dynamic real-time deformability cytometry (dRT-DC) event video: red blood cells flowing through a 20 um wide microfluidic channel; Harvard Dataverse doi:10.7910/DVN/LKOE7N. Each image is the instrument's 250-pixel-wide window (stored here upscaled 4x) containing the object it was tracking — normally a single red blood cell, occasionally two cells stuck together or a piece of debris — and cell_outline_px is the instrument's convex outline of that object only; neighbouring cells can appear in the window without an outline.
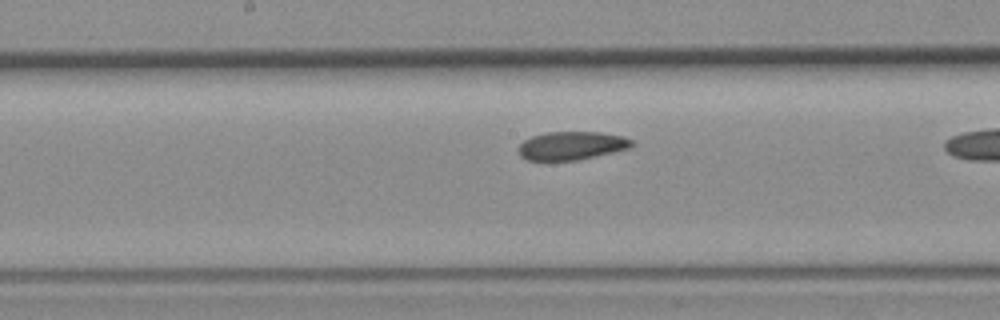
{"species": "common noctule bat (a hibernating species)", "species_latin": "Nyctalus noctula", "temperature_condition": "room temperature", "stored_images_in_passage": 27, "camera_frame_rate_fps": 3000, "um_per_image_px": 0.085, "animal": {"sex": "female", "body_mass_g": 19.3, "forearm_length_mm": 54.1}, "frame": {"image": 1, "passage_image": 16, "time_ms": 5.0, "image_size_px": [1000, 320], "cell_outline_px": [[636, 144], [632, 148], [576, 160], [528, 160], [520, 156], [516, 148], [524, 140], [532, 136], [548, 132], [600, 132], [624, 136], [632, 140]], "centroid_in_image_um": [48.61, 12.37], "position_along_channel_um": 199.6, "area_um2": 18.84}}